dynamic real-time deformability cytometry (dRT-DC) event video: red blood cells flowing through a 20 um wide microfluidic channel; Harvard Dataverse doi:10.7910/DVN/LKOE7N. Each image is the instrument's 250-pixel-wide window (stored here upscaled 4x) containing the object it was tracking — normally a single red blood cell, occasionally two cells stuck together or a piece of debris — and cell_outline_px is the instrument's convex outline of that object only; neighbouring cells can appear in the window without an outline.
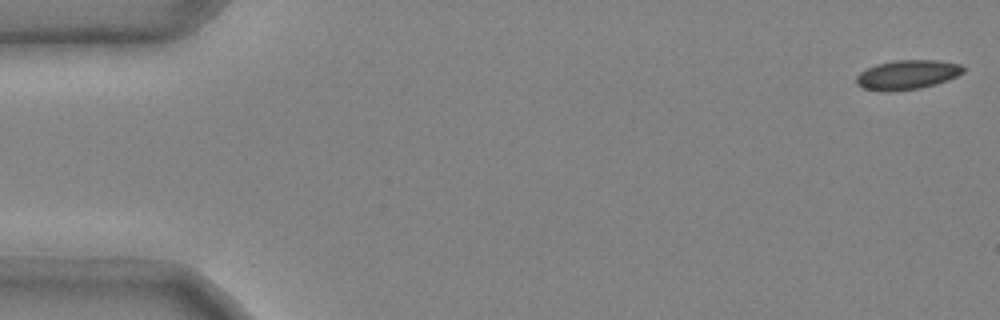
{"species": "common noctule bat (a hibernating species)", "species_latin": "Nyctalus noctula", "temperature_condition": "cold", "stored_images_in_passage": 5, "segment_of_instrument_passage": [2, 2], "camera_frame_rate_fps": 3000, "um_per_image_px": 0.085, "animal": {"sex": "male", "body_mass_g": 20.4}, "frame": {"image": 1, "passage_image": 5, "time_ms": 1.333, "image_size_px": [1000, 320], "cell_outline_px": [[964, 72], [948, 80], [936, 84], [920, 88], [864, 88], [856, 84], [856, 76], [860, 72], [876, 64], [896, 60], [936, 60], [960, 64], [964, 68]], "centroid_in_image_um": [77.18, 6.29], "position_along_channel_um": 7.8, "area_um2": 17.46}}